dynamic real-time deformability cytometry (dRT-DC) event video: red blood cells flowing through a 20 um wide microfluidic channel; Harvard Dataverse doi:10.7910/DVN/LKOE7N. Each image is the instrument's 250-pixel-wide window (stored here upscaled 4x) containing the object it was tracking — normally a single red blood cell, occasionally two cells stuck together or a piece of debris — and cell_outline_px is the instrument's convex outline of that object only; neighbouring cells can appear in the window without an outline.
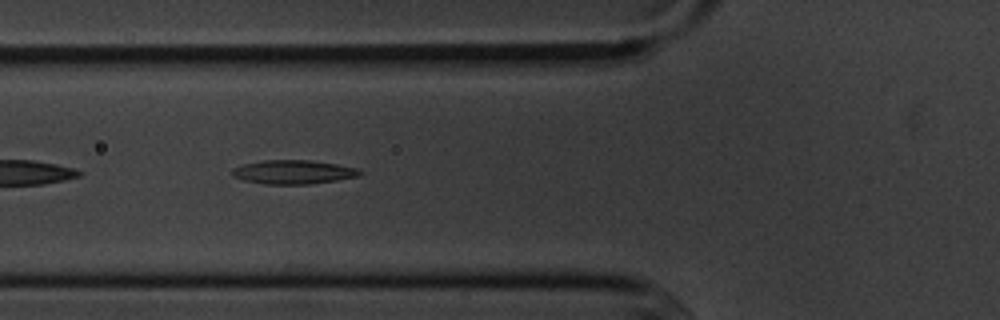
{"species": "common noctule bat (a hibernating species)", "species_latin": "Nyctalus noctula", "temperature_condition": "cold", "stored_images_in_passage": 5, "camera_frame_rate_fps": 3000, "um_per_image_px": 0.085, "animal": {"sex": "male", "body_mass_g": 20.1, "forearm_length_mm": 53.5}, "frame": {"image": 1, "passage_image": 3, "time_ms": 2.333, "image_size_px": [1000, 320], "cell_outline_px": [[364, 172], [360, 176], [336, 180], [308, 184], [264, 184], [244, 180], [232, 176], [232, 168], [244, 164], [264, 160], [312, 160], [336, 164], [356, 168]], "centroid_in_image_um": [24.94, 14.62], "position_along_channel_um": 100.9, "area_um2": 17.74}}
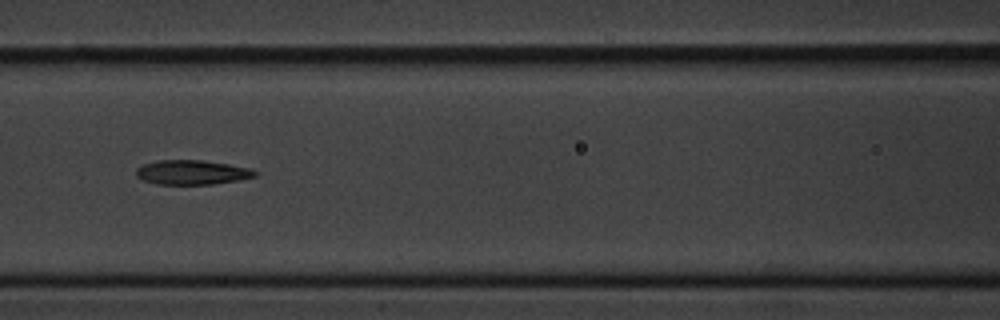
{"frame": {"image": 2, "passage_image": 4, "time_ms": 3.667, "image_size_px": [1000, 320], "cell_outline_px": [[256, 176], [236, 180], [212, 184], [156, 184], [144, 180], [136, 176], [136, 168], [144, 164], [160, 160], [204, 160], [252, 168], [256, 172]], "centroid_in_image_um": [16.31, 14.64], "position_along_channel_um": 150.3, "area_um2": 16.82}}
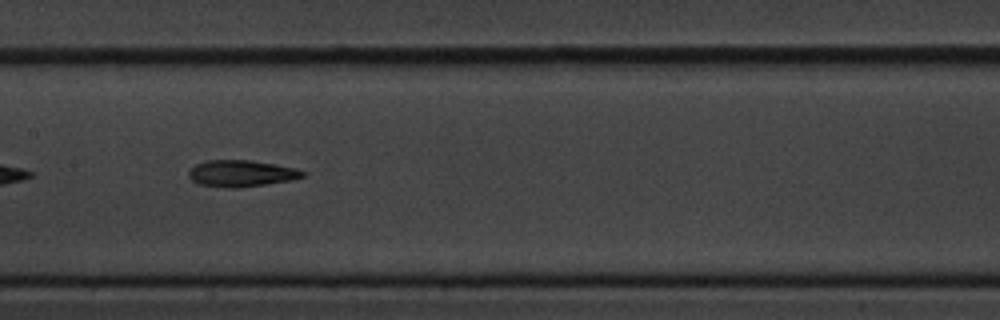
{"frame": {"image": 3, "passage_image": 5, "time_ms": 4.667, "image_size_px": [1000, 320], "cell_outline_px": [[304, 176], [296, 180], [268, 184], [236, 188], [228, 188], [200, 184], [192, 180], [188, 176], [188, 172], [196, 164], [208, 160], [248, 160], [276, 164], [292, 168], [304, 172]], "centroid_in_image_um": [20.52, 14.75], "position_along_channel_um": 186.9, "area_um2": 17.57}}